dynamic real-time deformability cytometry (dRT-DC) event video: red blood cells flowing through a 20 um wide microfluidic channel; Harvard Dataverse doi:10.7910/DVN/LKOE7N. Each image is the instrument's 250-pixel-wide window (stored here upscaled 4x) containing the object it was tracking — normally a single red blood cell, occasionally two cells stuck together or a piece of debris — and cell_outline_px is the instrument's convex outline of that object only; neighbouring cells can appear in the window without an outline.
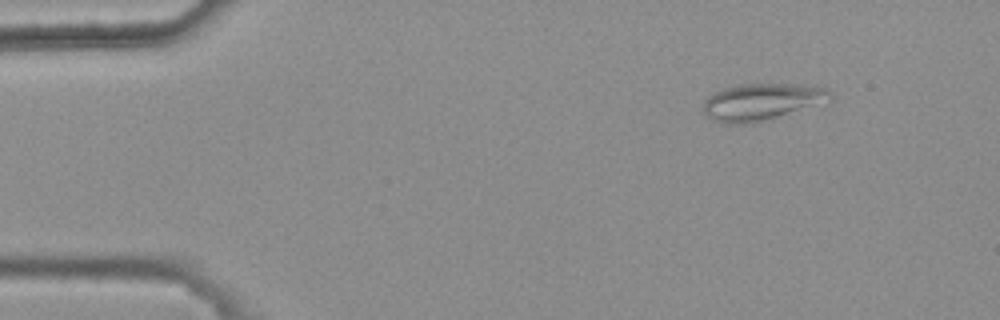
{"species": "common noctule bat (a hibernating species)", "species_latin": "Nyctalus noctula", "temperature_condition": "warm", "stored_images_in_passage": 4, "camera_frame_rate_fps": 3000, "um_per_image_px": 0.085, "animal": {"sex": "female", "body_mass_g": 25.1}, "frame": {"image": 1, "passage_image": 2, "time_ms": 0.333, "image_size_px": [1000, 320], "cell_outline_px": [[832, 100], [752, 124], [724, 124], [712, 120], [704, 112], [704, 100], [708, 96], [724, 88], [740, 84], [816, 84], [828, 88], [832, 92]], "centroid_in_image_um": [64.79, 8.64], "position_along_channel_um": 20.2, "area_um2": 27.51}}